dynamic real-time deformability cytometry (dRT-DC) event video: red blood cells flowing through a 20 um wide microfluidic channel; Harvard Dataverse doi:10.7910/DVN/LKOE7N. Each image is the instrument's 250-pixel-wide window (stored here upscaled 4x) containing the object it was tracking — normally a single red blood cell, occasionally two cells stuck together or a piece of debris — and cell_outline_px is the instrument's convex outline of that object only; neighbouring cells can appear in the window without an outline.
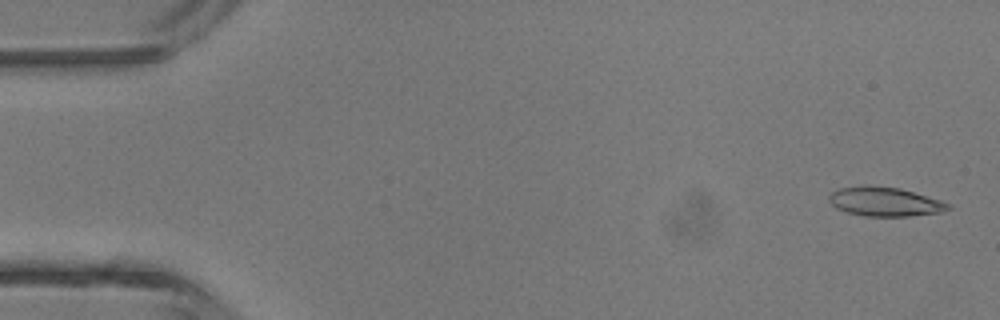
{"species": "common noctule bat (a hibernating species)", "species_latin": "Nyctalus noctula", "temperature_condition": "room temperature", "stored_images_in_passage": 46, "camera_frame_rate_fps": 3000, "um_per_image_px": 0.085, "animal": {"sex": "male", "body_mass_g": 13.3}, "frame": {"image": 1, "passage_image": 2, "time_ms": 0.333, "image_size_px": [1000, 320], "cell_outline_px": [[952, 208], [944, 212], [908, 216], [864, 216], [848, 212], [836, 208], [828, 200], [828, 196], [832, 192], [840, 188], [864, 184], [900, 188], [940, 200], [948, 204]], "centroid_in_image_um": [75.19, 17.13], "position_along_channel_um": 9.8, "area_um2": 20.29}}
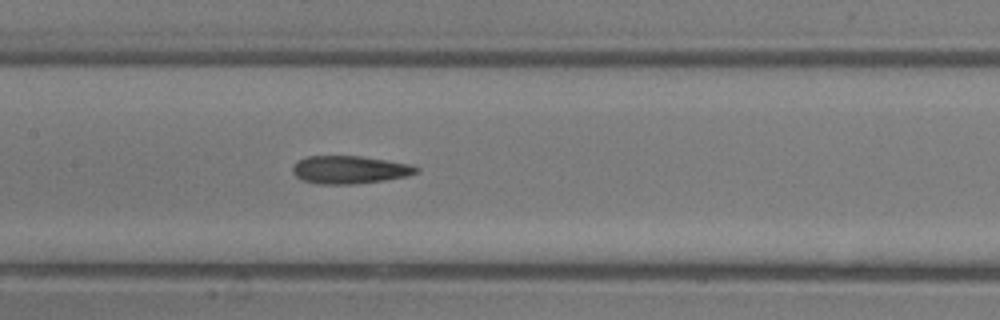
{"frame": {"image": 2, "passage_image": 22, "time_ms": 7.0, "image_size_px": [1000, 320], "cell_outline_px": [[420, 172], [404, 176], [384, 180], [352, 184], [316, 184], [300, 180], [292, 172], [292, 168], [296, 160], [308, 156], [360, 156], [412, 164], [420, 168]], "centroid_in_image_um": [29.69, 14.42], "position_along_channel_um": 177.7, "area_um2": 20.23}}
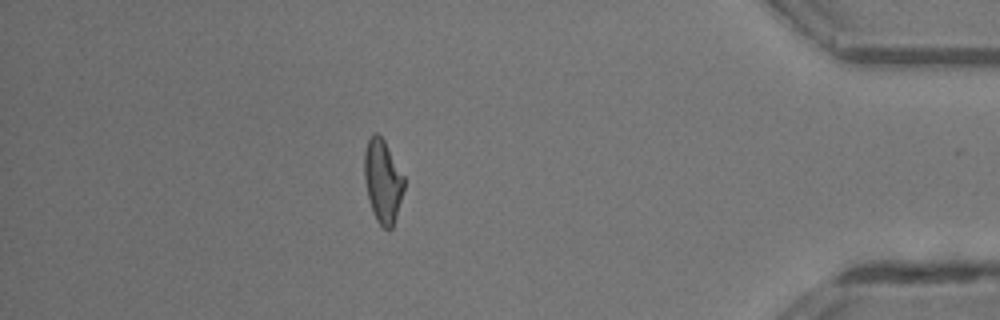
{"frame": {"image": 3, "passage_image": 40, "time_ms": 13.0, "image_size_px": [1000, 320], "cell_outline_px": [[404, 188], [396, 216], [392, 228], [384, 228], [376, 220], [372, 212], [364, 180], [364, 152], [368, 140], [372, 132], [376, 132], [384, 140], [404, 176]], "centroid_in_image_um": [32.52, 15.37], "position_along_channel_um": 402.7, "area_um2": 19.13}, "authors_computed_cell_mechanics": {"area_um2": 20.1144, "velocity_mm_per_s": 4.517, "shape_relaxation_time_tau1_ms": 5.1753, "shape_relaxation_time_tau2_ms": 2.2577, "deformation_change_tau1": 0.182, "deformation_change_tau2": 0.1242}}